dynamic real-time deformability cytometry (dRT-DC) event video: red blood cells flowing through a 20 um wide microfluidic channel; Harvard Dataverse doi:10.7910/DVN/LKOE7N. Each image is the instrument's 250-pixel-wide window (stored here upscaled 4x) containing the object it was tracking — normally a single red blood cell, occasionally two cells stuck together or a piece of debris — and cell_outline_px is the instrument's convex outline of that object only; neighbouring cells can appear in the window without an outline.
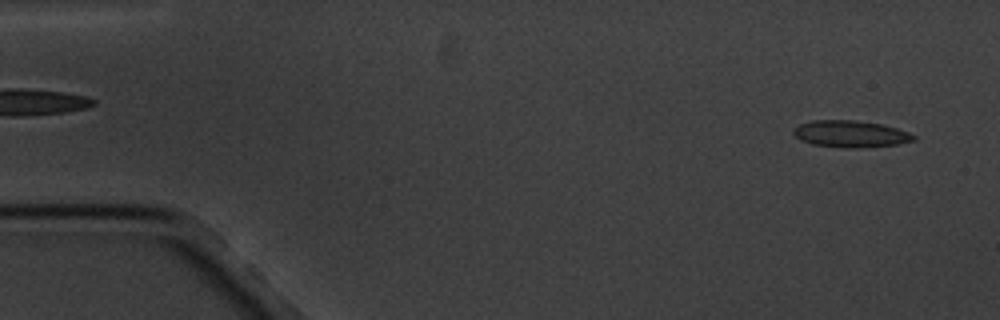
{"species": "common noctule bat (a hibernating species)", "species_latin": "Nyctalus noctula", "temperature_condition": "cold", "stored_images_in_passage": 6, "segment_of_instrument_passage": [2, 2], "camera_frame_rate_fps": 3000, "um_per_image_px": 0.085, "animal": {"sex": "male", "body_mass_g": 20.1, "forearm_length_mm": 53.5}, "frame": {"image": 1, "passage_image": 6, "time_ms": 6.0, "image_size_px": [1000, 320], "cell_outline_px": [[916, 140], [896, 144], [856, 148], [844, 148], [812, 144], [800, 140], [792, 132], [792, 128], [800, 124], [812, 120], [856, 120], [880, 124], [896, 128], [908, 132], [916, 136]], "centroid_in_image_um": [72.26, 11.38], "position_along_channel_um": 12.7, "area_um2": 18.73}}